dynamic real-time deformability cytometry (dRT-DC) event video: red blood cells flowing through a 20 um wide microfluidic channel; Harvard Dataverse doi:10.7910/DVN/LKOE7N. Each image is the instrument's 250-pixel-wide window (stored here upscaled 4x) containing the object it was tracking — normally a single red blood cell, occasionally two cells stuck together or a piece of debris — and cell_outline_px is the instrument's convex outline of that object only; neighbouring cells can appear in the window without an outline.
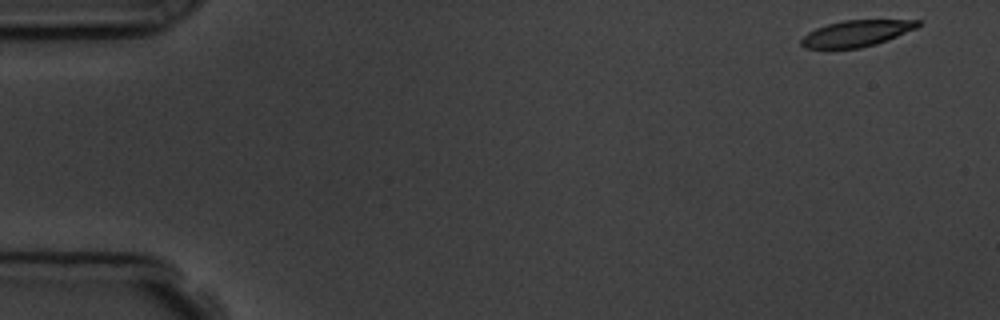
{"species": "common noctule bat (a hibernating species)", "species_latin": "Nyctalus noctula", "temperature_condition": "room temperature", "stored_images_in_passage": 16, "camera_frame_rate_fps": 3000, "um_per_image_px": 0.085, "animal": {"sex": "male", "body_mass_g": 19.5, "forearm_length_mm": 54.6}, "frame": {"image": 1, "passage_image": 1, "time_ms": 0.0, "image_size_px": [1000, 320], "cell_outline_px": [[920, 24], [916, 28], [876, 44], [860, 48], [804, 48], [800, 44], [800, 40], [808, 32], [816, 28], [828, 24], [844, 20], [920, 20]], "centroid_in_image_um": [72.76, 2.84], "position_along_channel_um": 12.2, "area_um2": 17.63}}
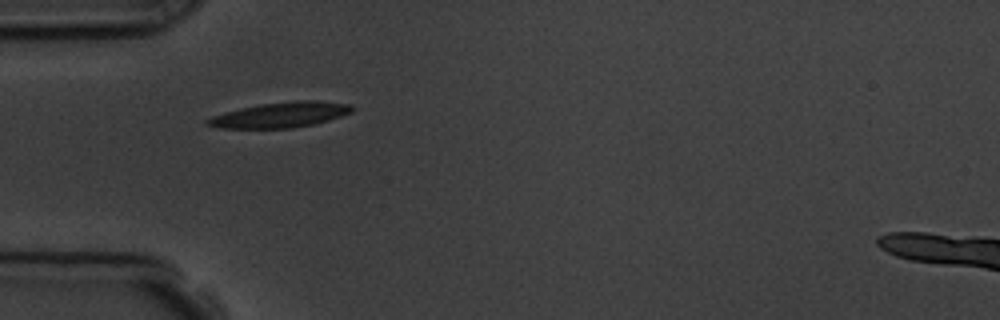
{"frame": {"image": 2, "passage_image": 5, "time_ms": 4.667, "image_size_px": [1000, 320], "cell_outline_px": [[356, 108], [352, 112], [328, 120], [312, 124], [292, 128], [220, 128], [204, 124], [204, 120], [212, 116], [224, 112], [240, 108], [260, 104], [300, 100], [312, 100], [352, 104]], "centroid_in_image_um": [23.82, 9.76], "position_along_channel_um": 61.2, "area_um2": 21.33}, "authors_computed_cell_mechanics": {"area_um2": 20.1722, "velocity_mm_per_s": 3.7461, "shape_relaxation_time_tau1_ms": 3.4223, "shape_relaxation_time_tau2_ms": 1.8092, "deformation_change_tau1": 0.1156, "deformation_change_tau2": 0.0831}}